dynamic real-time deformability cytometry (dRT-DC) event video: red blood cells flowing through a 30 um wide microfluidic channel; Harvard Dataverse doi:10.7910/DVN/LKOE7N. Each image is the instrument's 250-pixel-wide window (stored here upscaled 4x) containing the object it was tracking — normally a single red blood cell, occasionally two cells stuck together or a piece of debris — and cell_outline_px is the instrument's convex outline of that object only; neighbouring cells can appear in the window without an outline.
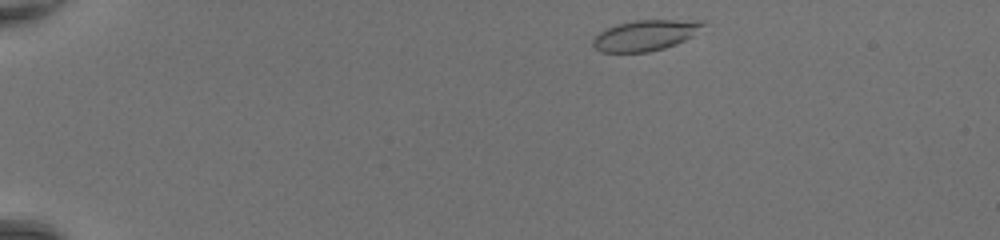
{"species": "common noctule bat (a hibernating species)", "species_latin": "Nyctalus noctula", "temperature_condition": "room temperature", "stored_images_in_passage": 42, "camera_frame_rate_fps": 3000, "um_per_image_px": 0.085, "animal": {"sex": "female", "body_mass_g": 20.0, "forearm_length_mm": 54.0}, "frame": {"image": 1, "passage_image": 2, "time_ms": 0.333, "image_size_px": [1000, 240], "cell_outline_px": [[704, 24], [692, 36], [676, 44], [664, 48], [648, 52], [600, 52], [592, 44], [592, 40], [604, 28], [616, 24], [636, 20], [704, 20]], "centroid_in_image_um": [54.82, 3.0], "position_along_channel_um": 30.2, "area_um2": 19.59}}
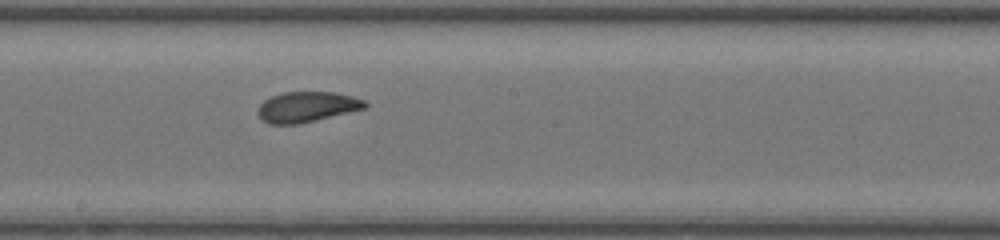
{"frame": {"image": 2, "passage_image": 22, "time_ms": 7.0, "image_size_px": [1000, 240], "cell_outline_px": [[368, 108], [296, 124], [268, 124], [256, 112], [260, 104], [264, 100], [280, 92], [336, 92], [352, 96], [364, 100], [368, 104]], "centroid_in_image_um": [26.1, 9.07], "position_along_channel_um": 222.1, "area_um2": 18.96}}
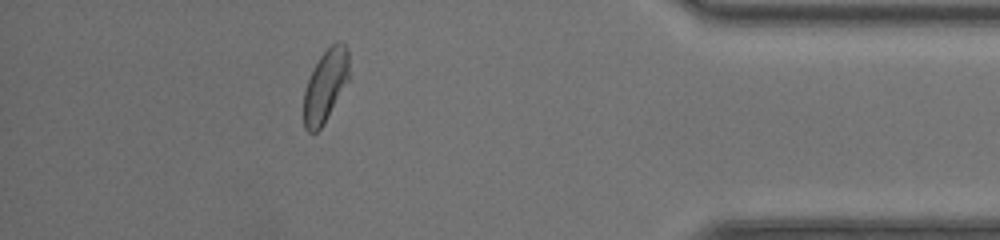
{"frame": {"image": 3, "passage_image": 37, "time_ms": 12.0, "image_size_px": [1000, 240], "cell_outline_px": [[348, 80], [324, 124], [316, 132], [308, 132], [304, 128], [304, 88], [320, 56], [336, 40], [344, 44], [348, 48]], "centroid_in_image_um": [27.65, 7.29], "position_along_channel_um": 407.5, "area_um2": 18.84}, "authors_computed_cell_mechanics": {"area_um2": 19.4786, "velocity_mm_per_s": 4.3721, "shape_relaxation_time_tau1_ms": 1.8655, "shape_relaxation_time_tau2_ms": 1.0021, "deformation_change_tau1": 0.1196, "deformation_change_tau2": 0.0756}}